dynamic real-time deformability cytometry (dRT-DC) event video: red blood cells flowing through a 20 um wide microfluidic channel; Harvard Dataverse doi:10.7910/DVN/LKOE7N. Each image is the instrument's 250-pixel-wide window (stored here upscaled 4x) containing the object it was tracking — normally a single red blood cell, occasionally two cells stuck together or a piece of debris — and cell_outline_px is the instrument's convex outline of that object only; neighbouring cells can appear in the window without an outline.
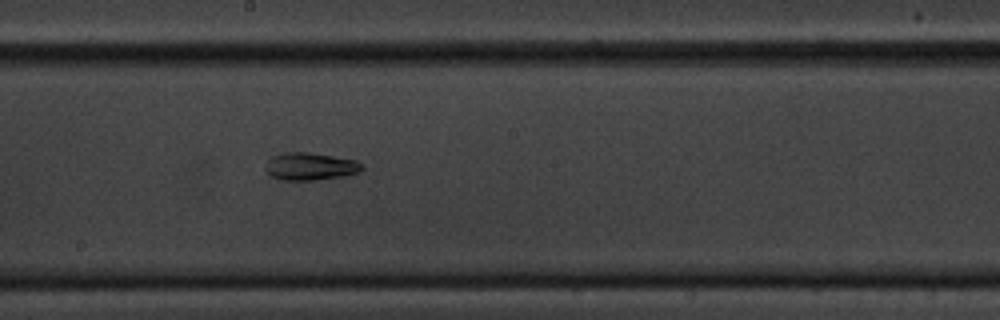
{"species": "common noctule bat (a hibernating species)", "species_latin": "Nyctalus noctula", "temperature_condition": "cold", "stored_images_in_passage": 31, "camera_frame_rate_fps": 3000, "um_per_image_px": 0.085, "animal": {"sex": "male", "body_mass_g": 20.1, "forearm_length_mm": 53.5}, "frame": {"image": 1, "passage_image": 31, "time_ms": 10.0, "image_size_px": [1000, 320], "cell_outline_px": [[364, 168], [360, 172], [344, 176], [312, 180], [284, 180], [272, 176], [264, 168], [268, 160], [272, 156], [284, 152], [308, 152], [356, 160]], "centroid_in_image_um": [26.36, 14.14], "position_along_channel_um": 221.8, "area_um2": 15.37}}